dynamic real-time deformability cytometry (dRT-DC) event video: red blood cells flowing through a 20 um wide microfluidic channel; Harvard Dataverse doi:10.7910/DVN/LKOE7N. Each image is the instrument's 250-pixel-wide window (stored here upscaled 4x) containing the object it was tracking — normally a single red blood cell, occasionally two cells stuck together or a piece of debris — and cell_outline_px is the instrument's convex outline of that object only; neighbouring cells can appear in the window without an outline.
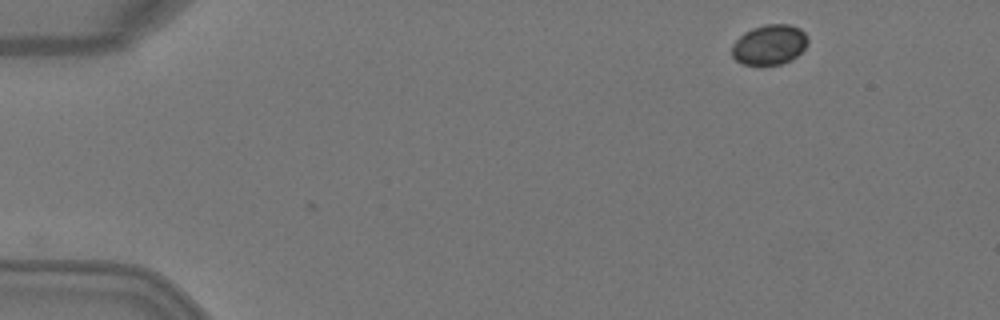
{"species": "Egyptian fruit bat (a non-hibernating species)", "species_latin": "Rousettus aegyptiacus", "temperature_condition": "warm", "stored_images_in_passage": 5, "camera_frame_rate_fps": 3000, "um_per_image_px": 0.085, "animal": {"sex": "female"}, "frame": {"image": 1, "passage_image": 1, "time_ms": 0.0, "image_size_px": [1000, 320], "cell_outline_px": [[808, 40], [804, 48], [792, 60], [780, 64], [764, 68], [744, 64], [736, 60], [732, 56], [732, 44], [744, 32], [752, 28], [764, 24], [788, 24], [800, 28], [804, 32]], "centroid_in_image_um": [65.38, 3.83], "position_along_channel_um": 19.6, "area_um2": 18.15}}
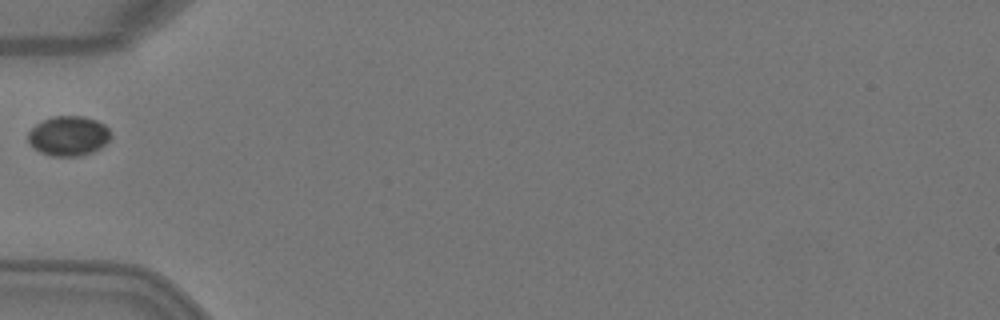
{"frame": {"image": 2, "passage_image": 4, "time_ms": 1.0, "image_size_px": [1000, 320], "cell_outline_px": [[112, 136], [100, 148], [92, 152], [80, 156], [52, 156], [40, 152], [32, 148], [28, 140], [28, 132], [36, 124], [52, 116], [84, 116], [96, 120], [104, 124], [108, 128]], "centroid_in_image_um": [5.82, 11.55], "position_along_channel_um": 79.2, "area_um2": 19.25}}